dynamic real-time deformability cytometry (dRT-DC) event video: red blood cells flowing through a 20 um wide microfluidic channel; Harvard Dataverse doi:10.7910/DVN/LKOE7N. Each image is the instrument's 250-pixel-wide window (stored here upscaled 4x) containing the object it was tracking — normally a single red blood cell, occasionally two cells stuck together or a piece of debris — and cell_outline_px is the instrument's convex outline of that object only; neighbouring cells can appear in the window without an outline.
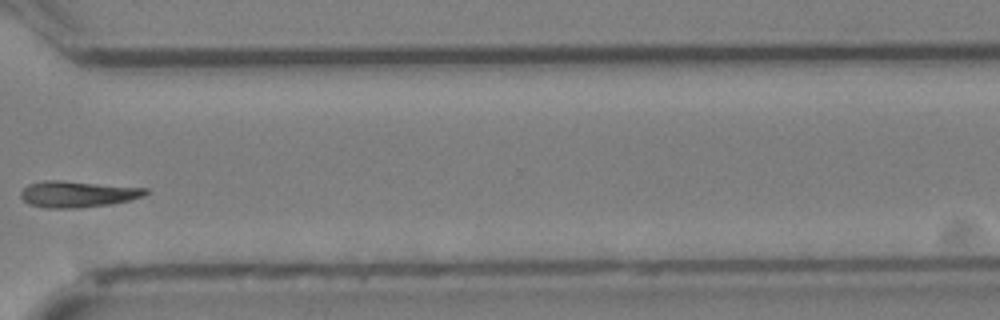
{"species": "Egyptian fruit bat (a non-hibernating species)", "species_latin": "Rousettus aegyptiacus", "temperature_condition": "cold", "stored_images_in_passage": 24, "camera_frame_rate_fps": 3000, "um_per_image_px": 0.085, "animal": {"sex": "female"}, "frame": {"image": 1, "passage_image": 17, "time_ms": 5.333, "image_size_px": [1000, 320], "cell_outline_px": [[148, 192], [144, 196], [112, 204], [76, 208], [48, 208], [28, 204], [20, 196], [20, 192], [28, 184], [44, 180], [64, 180], [148, 188]], "centroid_in_image_um": [6.59, 16.49], "position_along_channel_um": 364.0, "area_um2": 19.25}}